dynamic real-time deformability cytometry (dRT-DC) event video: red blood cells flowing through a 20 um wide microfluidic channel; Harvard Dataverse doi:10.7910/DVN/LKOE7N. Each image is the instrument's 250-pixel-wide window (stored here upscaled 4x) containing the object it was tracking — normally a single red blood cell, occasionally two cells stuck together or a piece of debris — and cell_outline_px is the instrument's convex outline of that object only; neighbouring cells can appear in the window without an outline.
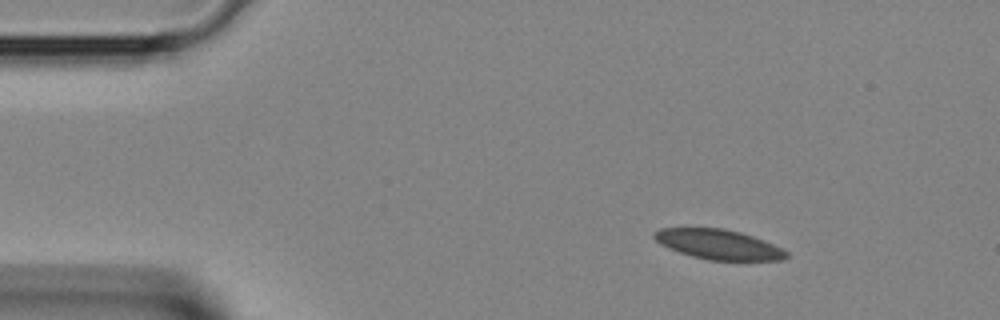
{"species": "Egyptian fruit bat (a non-hibernating species)", "species_latin": "Rousettus aegyptiacus", "temperature_condition": "room temperature", "stored_images_in_passage": 3, "segment_of_instrument_passage": [1, 2], "camera_frame_rate_fps": 3000, "um_per_image_px": 0.085, "animal": {"sex": "female"}, "frame": {"image": 1, "passage_image": 1, "time_ms": 0.0, "image_size_px": [1000, 320], "cell_outline_px": [[788, 256], [784, 260], [708, 260], [692, 256], [668, 248], [660, 244], [652, 236], [660, 228], [724, 228], [740, 232], [764, 240], [788, 252]], "centroid_in_image_um": [61.07, 20.77], "position_along_channel_um": 23.9, "area_um2": 22.83}}